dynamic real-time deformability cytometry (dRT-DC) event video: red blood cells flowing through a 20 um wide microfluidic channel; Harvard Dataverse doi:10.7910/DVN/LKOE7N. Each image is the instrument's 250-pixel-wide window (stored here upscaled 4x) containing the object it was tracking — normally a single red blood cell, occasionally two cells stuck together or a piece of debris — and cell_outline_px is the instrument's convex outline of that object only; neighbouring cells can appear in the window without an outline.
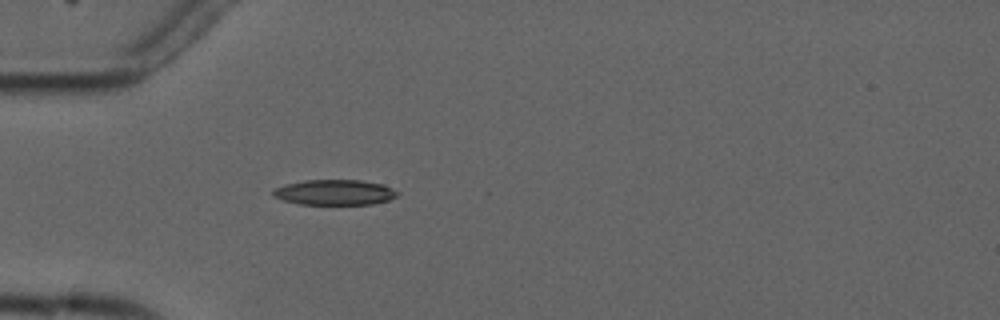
{"species": "common noctule bat (a hibernating species)", "species_latin": "Nyctalus noctula", "temperature_condition": "cold", "stored_images_in_passage": 1, "camera_frame_rate_fps": 3000, "um_per_image_px": 0.085, "animal": {"sex": "male", "forearm_length_mm": 52.5}, "frame": {"image": 1, "passage_image": 1, "time_ms": 0.0, "image_size_px": [1000, 320], "cell_outline_px": [[400, 192], [396, 196], [388, 200], [372, 204], [300, 204], [284, 200], [272, 196], [272, 192], [276, 188], [284, 184], [304, 180], [360, 180], [384, 184]], "centroid_in_image_um": [28.45, 16.34], "position_along_channel_um": 56.5, "area_um2": 18.38}}